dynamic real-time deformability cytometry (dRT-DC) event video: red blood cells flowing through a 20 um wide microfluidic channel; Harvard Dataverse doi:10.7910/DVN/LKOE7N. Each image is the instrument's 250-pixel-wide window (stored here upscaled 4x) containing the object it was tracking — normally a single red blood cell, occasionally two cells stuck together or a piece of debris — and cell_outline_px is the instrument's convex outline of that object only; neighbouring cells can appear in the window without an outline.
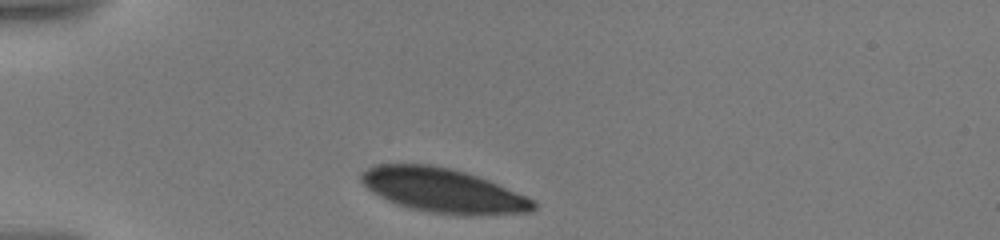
{"species": "human", "species_latin": "Homo sapiens", "temperature_condition": "warm", "stored_images_in_passage": 28, "camera_frame_rate_fps": 3000, "um_per_image_px": 0.085, "donor": {"sex": "male"}, "frame": {"image": 1, "passage_image": 1, "time_ms": 0.0, "image_size_px": [1000, 240], "cell_outline_px": [[536, 208], [532, 212], [480, 216], [464, 216], [428, 212], [396, 204], [372, 192], [360, 180], [360, 172], [376, 164], [432, 164], [464, 172], [488, 180], [524, 196], [532, 200], [536, 204]], "centroid_in_image_um": [37.65, 16.2], "position_along_channel_um": 47.4, "area_um2": 44.33}}
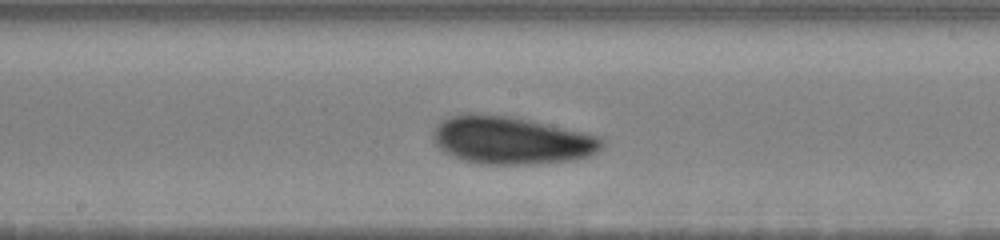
{"frame": {"image": 2, "passage_image": 13, "time_ms": 5.333, "image_size_px": [1000, 240], "cell_outline_px": [[604, 144], [592, 156], [576, 160], [540, 164], [480, 164], [460, 160], [452, 156], [440, 148], [436, 144], [432, 136], [432, 132], [436, 124], [448, 116], [464, 112], [472, 112], [504, 116], [528, 120], [600, 136], [604, 140]], "centroid_in_image_um": [43.43, 11.93], "position_along_channel_um": 204.8, "area_um2": 47.34}}
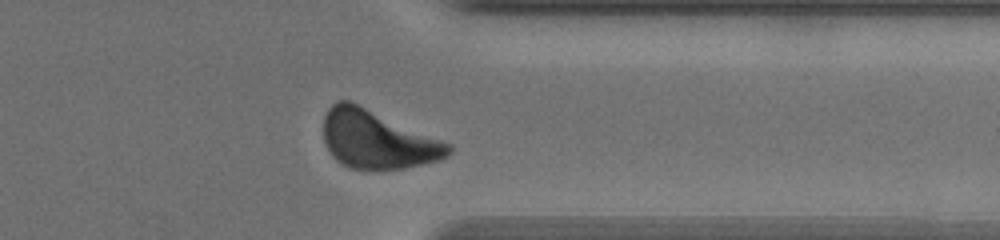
{"frame": {"image": 3, "passage_image": 24, "time_ms": 10.333, "image_size_px": [1000, 240], "cell_outline_px": [[452, 152], [448, 156], [440, 160], [404, 168], [352, 168], [336, 160], [332, 156], [324, 140], [324, 116], [328, 108], [336, 100], [348, 100], [444, 140], [452, 144]], "centroid_in_image_um": [32.1, 11.84], "position_along_channel_um": 379.3, "area_um2": 42.08}, "authors_computed_cell_mechanics": {"area_um2": 46.1533, "velocity_mm_per_s": 3.5107, "shape_relaxation_time_tau1_ms": 2.1406, "shape_relaxation_time_tau2_ms": 4.712, "deformation_change_tau1": 0.0996, "deformation_change_tau2": 0.0605}}